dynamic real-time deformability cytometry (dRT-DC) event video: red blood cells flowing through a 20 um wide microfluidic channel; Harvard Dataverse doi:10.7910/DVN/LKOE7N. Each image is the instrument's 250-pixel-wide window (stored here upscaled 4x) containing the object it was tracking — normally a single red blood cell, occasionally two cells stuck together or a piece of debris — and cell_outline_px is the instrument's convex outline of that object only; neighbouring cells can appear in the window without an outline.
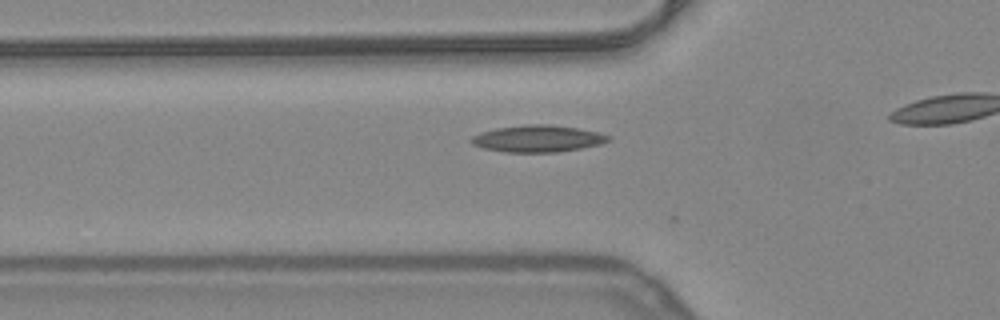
{"species": "common noctule bat (a hibernating species)", "species_latin": "Nyctalus noctula", "temperature_condition": "warm", "stored_images_in_passage": 35, "camera_frame_rate_fps": 3000, "um_per_image_px": 0.085, "animal": {"sex": "female", "body_mass_g": 24.6, "forearm_length_mm": 56.2}, "frame": {"image": 1, "passage_image": 11, "time_ms": 3.333, "image_size_px": [1000, 320], "cell_outline_px": [[612, 140], [600, 144], [560, 152], [504, 152], [484, 148], [472, 144], [468, 140], [472, 136], [480, 132], [496, 128], [528, 124], [552, 124], [576, 128], [596, 132], [612, 136]], "centroid_in_image_um": [45.69, 11.78], "position_along_channel_um": 80.1, "area_um2": 21.5}}
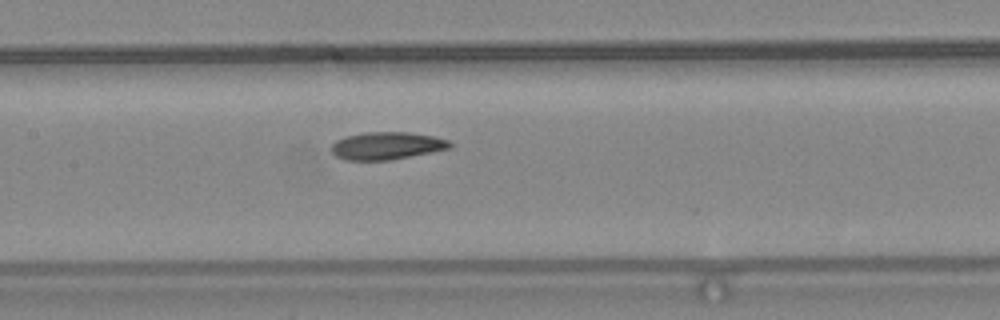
{"frame": {"image": 2, "passage_image": 18, "time_ms": 5.667, "image_size_px": [1000, 320], "cell_outline_px": [[452, 148], [392, 160], [344, 160], [336, 156], [332, 152], [332, 144], [336, 140], [344, 136], [364, 132], [408, 132], [432, 136], [448, 140], [452, 144]], "centroid_in_image_um": [32.86, 12.39], "position_along_channel_um": 174.5, "area_um2": 19.13}}
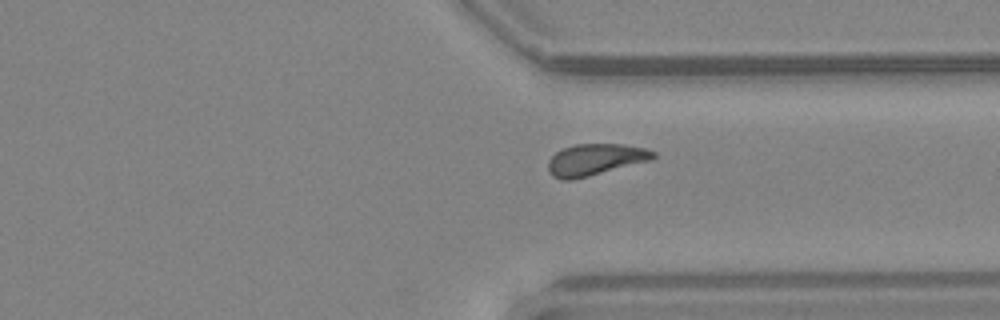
{"frame": {"image": 3, "passage_image": 32, "time_ms": 10.333, "image_size_px": [1000, 320], "cell_outline_px": [[656, 156], [652, 160], [572, 180], [564, 180], [552, 176], [548, 172], [548, 160], [556, 152], [572, 144], [624, 144], [648, 148], [656, 152]], "centroid_in_image_um": [50.61, 13.56], "position_along_channel_um": 360.8, "area_um2": 19.48}}